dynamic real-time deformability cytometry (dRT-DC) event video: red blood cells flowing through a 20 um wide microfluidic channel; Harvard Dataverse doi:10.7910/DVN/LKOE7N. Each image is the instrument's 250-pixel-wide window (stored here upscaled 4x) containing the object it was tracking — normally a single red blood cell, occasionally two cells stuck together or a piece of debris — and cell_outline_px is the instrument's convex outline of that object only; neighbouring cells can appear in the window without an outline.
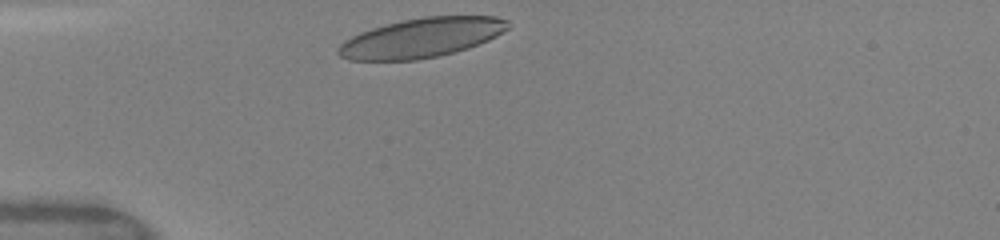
{"species": "human", "species_latin": "Homo sapiens", "temperature_condition": "warm", "stored_images_in_passage": 35, "camera_frame_rate_fps": 3000, "um_per_image_px": 0.085, "donor": {"sex": "female"}, "frame": {"image": 1, "passage_image": 1, "time_ms": 0.0, "image_size_px": [1000, 240], "cell_outline_px": [[512, 24], [508, 28], [496, 36], [488, 40], [468, 48], [440, 56], [416, 60], [348, 60], [340, 56], [336, 52], [340, 44], [344, 40], [360, 32], [372, 28], [404, 20], [424, 16], [496, 16], [508, 20]], "centroid_in_image_um": [35.84, 3.21], "position_along_channel_um": 49.2, "area_um2": 39.02}}
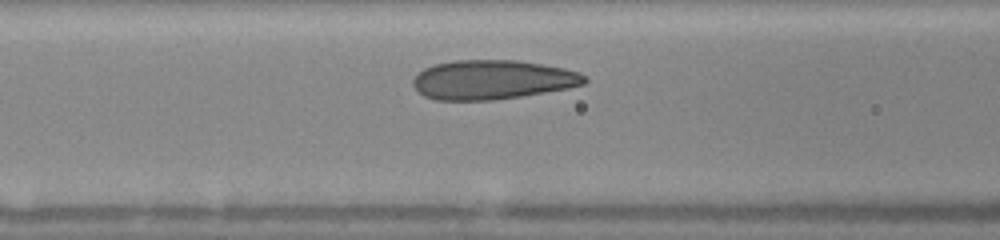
{"frame": {"image": 2, "passage_image": 7, "time_ms": 2.333, "image_size_px": [1000, 240], "cell_outline_px": [[588, 80], [584, 84], [568, 88], [520, 96], [492, 100], [436, 100], [424, 96], [412, 84], [412, 80], [424, 68], [436, 64], [452, 60], [516, 60], [564, 68], [580, 72]], "centroid_in_image_um": [41.85, 6.77], "position_along_channel_um": 124.7, "area_um2": 39.07}}
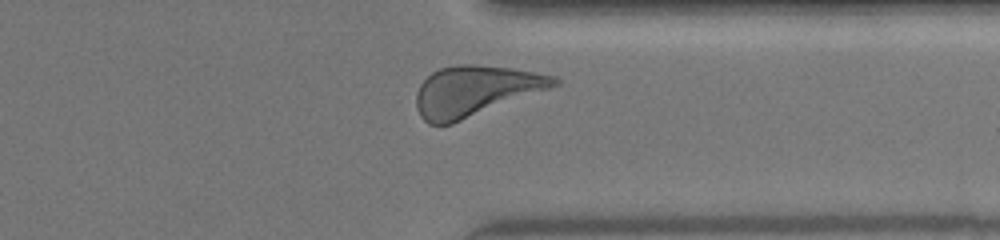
{"frame": {"image": 3, "passage_image": 32, "time_ms": 8.333, "image_size_px": [1000, 240], "cell_outline_px": [[560, 84], [452, 124], [428, 124], [420, 116], [416, 108], [416, 92], [420, 84], [432, 72], [440, 68], [456, 64], [476, 64], [512, 68], [556, 76], [560, 80]], "centroid_in_image_um": [40.36, 7.72], "position_along_channel_um": 371.0, "area_um2": 40.29}, "authors_computed_cell_mechanics": {"area_um2": 38.5526, "velocity_mm_per_s": 4.0981, "shape_relaxation_time_tau1_ms": 2.4342, "shape_relaxation_time_tau2_ms": 0.706, "deformation_change_tau1": 0.1218, "deformation_change_tau2": 0.0685}}